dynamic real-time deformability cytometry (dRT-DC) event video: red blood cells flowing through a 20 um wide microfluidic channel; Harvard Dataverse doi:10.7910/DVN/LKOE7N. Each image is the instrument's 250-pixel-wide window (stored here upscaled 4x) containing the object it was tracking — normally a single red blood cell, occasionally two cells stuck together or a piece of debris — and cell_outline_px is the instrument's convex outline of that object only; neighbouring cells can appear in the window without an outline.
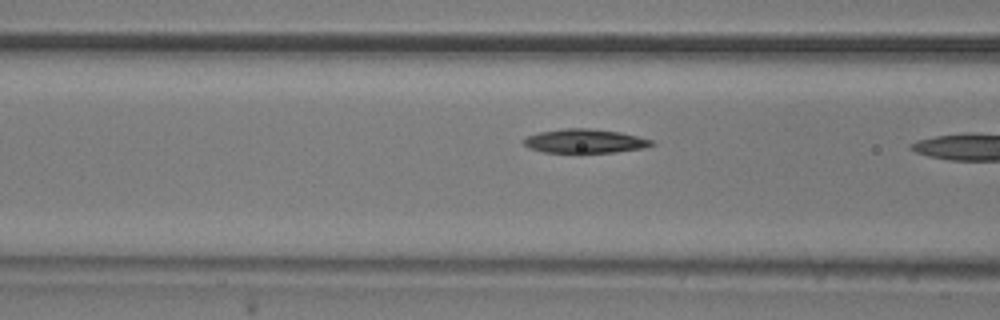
{"species": "common noctule bat (a hibernating species)", "species_latin": "Nyctalus noctula", "temperature_condition": "room temperature", "stored_images_in_passage": 11, "camera_frame_rate_fps": 3000, "um_per_image_px": 0.085, "animal": {"sex": "male", "body_mass_g": 20.5, "forearm_length_mm": 52.5}, "frame": {"image": 1, "passage_image": 10, "time_ms": 3.0, "image_size_px": [1000, 320], "cell_outline_px": [[656, 144], [644, 148], [616, 152], [580, 156], [544, 152], [528, 148], [520, 140], [524, 136], [540, 132], [564, 128], [588, 128], [620, 132], [652, 140]], "centroid_in_image_um": [49.64, 12.04], "position_along_channel_um": 117.0, "area_um2": 18.96}}